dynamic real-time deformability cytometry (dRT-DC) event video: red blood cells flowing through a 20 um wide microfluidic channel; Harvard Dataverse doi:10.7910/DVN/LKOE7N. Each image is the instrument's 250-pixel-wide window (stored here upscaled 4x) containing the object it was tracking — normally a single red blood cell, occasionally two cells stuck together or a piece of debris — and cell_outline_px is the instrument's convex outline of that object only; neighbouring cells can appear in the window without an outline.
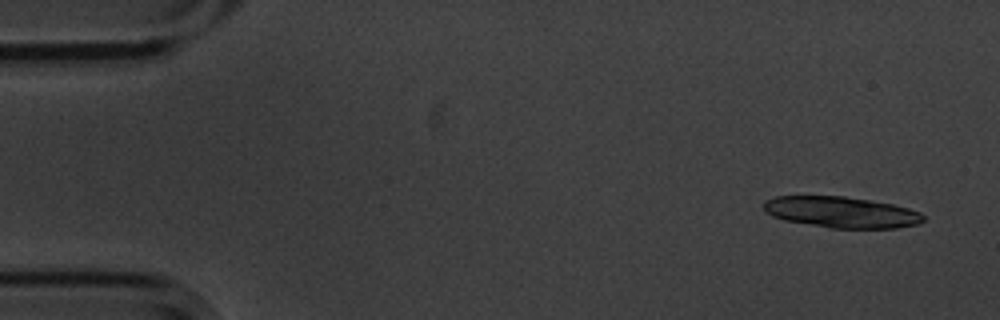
{"species": "common noctule bat (a hibernating species)", "species_latin": "Nyctalus noctula", "temperature_condition": "cold", "stored_images_in_passage": 32, "camera_frame_rate_fps": 3000, "um_per_image_px": 0.085, "animal": {"sex": "male", "body_mass_g": 20.1, "forearm_length_mm": 53.5}, "frame": {"image": 1, "passage_image": 1, "time_ms": 0.0, "image_size_px": [1000, 320], "cell_outline_px": [[924, 220], [920, 224], [896, 228], [832, 228], [784, 220], [772, 216], [764, 208], [764, 200], [772, 196], [844, 196], [892, 204], [908, 208], [920, 212], [924, 216]], "centroid_in_image_um": [71.52, 18.03], "position_along_channel_um": 13.5, "area_um2": 28.9}}
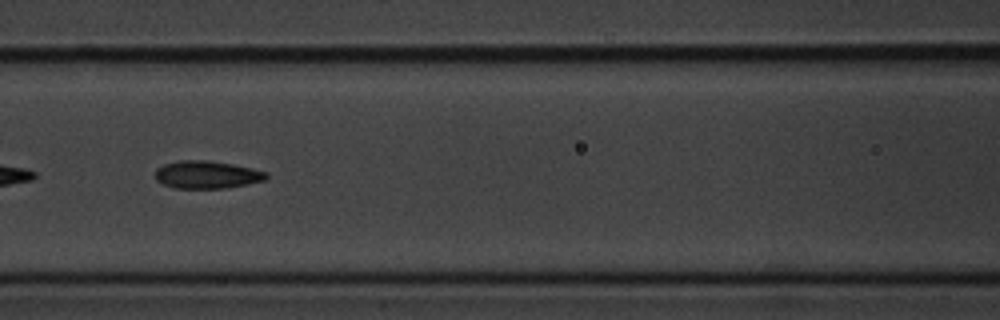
{"frame": {"image": 2, "passage_image": 22, "time_ms": 7.0, "image_size_px": [1000, 320], "cell_outline_px": [[268, 176], [264, 180], [224, 188], [172, 188], [156, 180], [156, 168], [164, 164], [180, 160], [208, 160], [232, 164], [252, 168], [268, 172]], "centroid_in_image_um": [17.56, 14.84], "position_along_channel_um": 149.0, "area_um2": 17.8}}
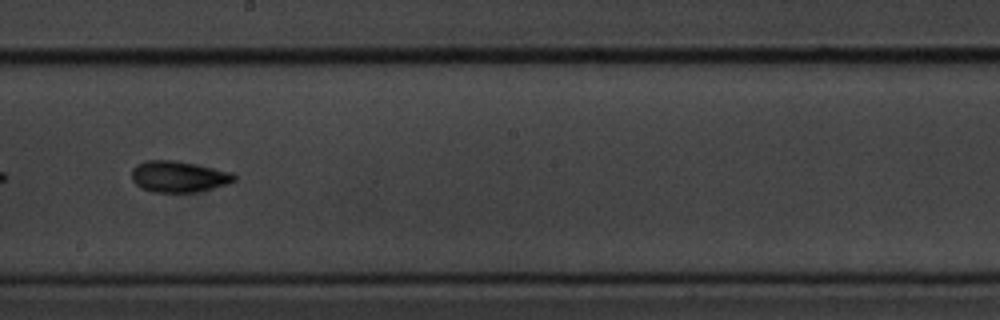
{"frame": {"image": 3, "passage_image": 29, "time_ms": 9.333, "image_size_px": [1000, 320], "cell_outline_px": [[236, 180], [228, 184], [196, 192], [152, 192], [140, 188], [132, 180], [132, 168], [136, 164], [148, 160], [172, 160], [232, 172], [236, 176]], "centroid_in_image_um": [15.15, 15.02], "position_along_channel_um": 233.0, "area_um2": 18.55}}